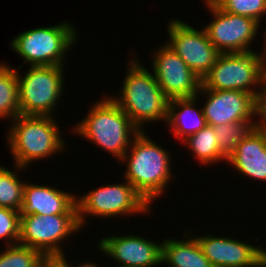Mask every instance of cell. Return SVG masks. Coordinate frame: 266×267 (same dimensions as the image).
Returning a JSON list of instances; mask_svg holds the SVG:
<instances>
[{
  "label": "cell",
  "mask_w": 266,
  "mask_h": 267,
  "mask_svg": "<svg viewBox=\"0 0 266 267\" xmlns=\"http://www.w3.org/2000/svg\"><path fill=\"white\" fill-rule=\"evenodd\" d=\"M144 131L147 132L145 129L134 137L120 162L127 166L124 173L122 172L123 178L151 206L153 201L155 203L157 198L168 191L172 182V155Z\"/></svg>",
  "instance_id": "1"
},
{
  "label": "cell",
  "mask_w": 266,
  "mask_h": 267,
  "mask_svg": "<svg viewBox=\"0 0 266 267\" xmlns=\"http://www.w3.org/2000/svg\"><path fill=\"white\" fill-rule=\"evenodd\" d=\"M132 54L118 95L110 98L143 131L146 123H166L168 101L156 81V77ZM114 96V97H113Z\"/></svg>",
  "instance_id": "2"
},
{
  "label": "cell",
  "mask_w": 266,
  "mask_h": 267,
  "mask_svg": "<svg viewBox=\"0 0 266 267\" xmlns=\"http://www.w3.org/2000/svg\"><path fill=\"white\" fill-rule=\"evenodd\" d=\"M73 134L91 141L120 162L134 137L141 131L108 95L95 101Z\"/></svg>",
  "instance_id": "3"
},
{
  "label": "cell",
  "mask_w": 266,
  "mask_h": 267,
  "mask_svg": "<svg viewBox=\"0 0 266 267\" xmlns=\"http://www.w3.org/2000/svg\"><path fill=\"white\" fill-rule=\"evenodd\" d=\"M54 118L18 115L10 121L6 137L14 164L27 168L35 161L64 153L66 142Z\"/></svg>",
  "instance_id": "4"
},
{
  "label": "cell",
  "mask_w": 266,
  "mask_h": 267,
  "mask_svg": "<svg viewBox=\"0 0 266 267\" xmlns=\"http://www.w3.org/2000/svg\"><path fill=\"white\" fill-rule=\"evenodd\" d=\"M203 89L241 90L257 100L266 87L263 52L219 53L212 69L202 78Z\"/></svg>",
  "instance_id": "5"
},
{
  "label": "cell",
  "mask_w": 266,
  "mask_h": 267,
  "mask_svg": "<svg viewBox=\"0 0 266 267\" xmlns=\"http://www.w3.org/2000/svg\"><path fill=\"white\" fill-rule=\"evenodd\" d=\"M68 22L19 33L10 48L29 66H65V56L79 40L75 26Z\"/></svg>",
  "instance_id": "6"
},
{
  "label": "cell",
  "mask_w": 266,
  "mask_h": 267,
  "mask_svg": "<svg viewBox=\"0 0 266 267\" xmlns=\"http://www.w3.org/2000/svg\"><path fill=\"white\" fill-rule=\"evenodd\" d=\"M21 67L16 68L21 115L54 117L65 94V66H30L25 75Z\"/></svg>",
  "instance_id": "7"
},
{
  "label": "cell",
  "mask_w": 266,
  "mask_h": 267,
  "mask_svg": "<svg viewBox=\"0 0 266 267\" xmlns=\"http://www.w3.org/2000/svg\"><path fill=\"white\" fill-rule=\"evenodd\" d=\"M79 223L82 229L88 218L129 217L150 214L153 208L127 180L124 183L107 184L92 189L80 197L76 195ZM142 213V214H141ZM90 216V217H87ZM116 216V217H115Z\"/></svg>",
  "instance_id": "8"
},
{
  "label": "cell",
  "mask_w": 266,
  "mask_h": 267,
  "mask_svg": "<svg viewBox=\"0 0 266 267\" xmlns=\"http://www.w3.org/2000/svg\"><path fill=\"white\" fill-rule=\"evenodd\" d=\"M81 230L78 214H21L19 244L40 251L48 260L58 259L65 252L63 241Z\"/></svg>",
  "instance_id": "9"
},
{
  "label": "cell",
  "mask_w": 266,
  "mask_h": 267,
  "mask_svg": "<svg viewBox=\"0 0 266 267\" xmlns=\"http://www.w3.org/2000/svg\"><path fill=\"white\" fill-rule=\"evenodd\" d=\"M204 4L213 16L204 29L219 53L255 51L250 45L261 34V24L258 21L223 11L212 0H204Z\"/></svg>",
  "instance_id": "10"
},
{
  "label": "cell",
  "mask_w": 266,
  "mask_h": 267,
  "mask_svg": "<svg viewBox=\"0 0 266 267\" xmlns=\"http://www.w3.org/2000/svg\"><path fill=\"white\" fill-rule=\"evenodd\" d=\"M165 42L202 79L213 67L219 52L204 28L196 29L182 19H170Z\"/></svg>",
  "instance_id": "11"
},
{
  "label": "cell",
  "mask_w": 266,
  "mask_h": 267,
  "mask_svg": "<svg viewBox=\"0 0 266 267\" xmlns=\"http://www.w3.org/2000/svg\"><path fill=\"white\" fill-rule=\"evenodd\" d=\"M153 51L151 72L159 87L170 100L195 97L201 88L202 79L166 44Z\"/></svg>",
  "instance_id": "12"
},
{
  "label": "cell",
  "mask_w": 266,
  "mask_h": 267,
  "mask_svg": "<svg viewBox=\"0 0 266 267\" xmlns=\"http://www.w3.org/2000/svg\"><path fill=\"white\" fill-rule=\"evenodd\" d=\"M202 95L206 100L205 104L200 106L207 125L257 121L258 100L250 93L241 90H209L201 87L196 96L202 97Z\"/></svg>",
  "instance_id": "13"
},
{
  "label": "cell",
  "mask_w": 266,
  "mask_h": 267,
  "mask_svg": "<svg viewBox=\"0 0 266 267\" xmlns=\"http://www.w3.org/2000/svg\"><path fill=\"white\" fill-rule=\"evenodd\" d=\"M196 239L213 267H266V247L226 236L198 235Z\"/></svg>",
  "instance_id": "14"
},
{
  "label": "cell",
  "mask_w": 266,
  "mask_h": 267,
  "mask_svg": "<svg viewBox=\"0 0 266 267\" xmlns=\"http://www.w3.org/2000/svg\"><path fill=\"white\" fill-rule=\"evenodd\" d=\"M162 241L137 234L110 235L98 241L102 254L119 263L118 267H156L162 264Z\"/></svg>",
  "instance_id": "15"
},
{
  "label": "cell",
  "mask_w": 266,
  "mask_h": 267,
  "mask_svg": "<svg viewBox=\"0 0 266 267\" xmlns=\"http://www.w3.org/2000/svg\"><path fill=\"white\" fill-rule=\"evenodd\" d=\"M21 214H78L76 194L50 185L25 182Z\"/></svg>",
  "instance_id": "16"
},
{
  "label": "cell",
  "mask_w": 266,
  "mask_h": 267,
  "mask_svg": "<svg viewBox=\"0 0 266 267\" xmlns=\"http://www.w3.org/2000/svg\"><path fill=\"white\" fill-rule=\"evenodd\" d=\"M227 163L241 176L254 181H266V133L258 126L237 145Z\"/></svg>",
  "instance_id": "17"
},
{
  "label": "cell",
  "mask_w": 266,
  "mask_h": 267,
  "mask_svg": "<svg viewBox=\"0 0 266 267\" xmlns=\"http://www.w3.org/2000/svg\"><path fill=\"white\" fill-rule=\"evenodd\" d=\"M199 98H173L168 101L167 121L174 138L182 142L188 136L195 134L207 125L202 106H198ZM198 100V101H197ZM197 102V103H196Z\"/></svg>",
  "instance_id": "18"
},
{
  "label": "cell",
  "mask_w": 266,
  "mask_h": 267,
  "mask_svg": "<svg viewBox=\"0 0 266 267\" xmlns=\"http://www.w3.org/2000/svg\"><path fill=\"white\" fill-rule=\"evenodd\" d=\"M188 231L184 233V239L163 238L162 265L165 263L168 267H213L193 232Z\"/></svg>",
  "instance_id": "19"
},
{
  "label": "cell",
  "mask_w": 266,
  "mask_h": 267,
  "mask_svg": "<svg viewBox=\"0 0 266 267\" xmlns=\"http://www.w3.org/2000/svg\"><path fill=\"white\" fill-rule=\"evenodd\" d=\"M181 143L190 149L189 153L194 154V158L201 165L211 166L227 161V157L220 151L213 126L206 125Z\"/></svg>",
  "instance_id": "20"
},
{
  "label": "cell",
  "mask_w": 266,
  "mask_h": 267,
  "mask_svg": "<svg viewBox=\"0 0 266 267\" xmlns=\"http://www.w3.org/2000/svg\"><path fill=\"white\" fill-rule=\"evenodd\" d=\"M0 62V118L9 121L21 115L16 68Z\"/></svg>",
  "instance_id": "21"
},
{
  "label": "cell",
  "mask_w": 266,
  "mask_h": 267,
  "mask_svg": "<svg viewBox=\"0 0 266 267\" xmlns=\"http://www.w3.org/2000/svg\"><path fill=\"white\" fill-rule=\"evenodd\" d=\"M13 165V171L0 165V207L21 211L25 182L20 179L18 172L22 173L28 168Z\"/></svg>",
  "instance_id": "22"
},
{
  "label": "cell",
  "mask_w": 266,
  "mask_h": 267,
  "mask_svg": "<svg viewBox=\"0 0 266 267\" xmlns=\"http://www.w3.org/2000/svg\"><path fill=\"white\" fill-rule=\"evenodd\" d=\"M257 126V121H242L213 126L220 151L228 158L237 145Z\"/></svg>",
  "instance_id": "23"
},
{
  "label": "cell",
  "mask_w": 266,
  "mask_h": 267,
  "mask_svg": "<svg viewBox=\"0 0 266 267\" xmlns=\"http://www.w3.org/2000/svg\"><path fill=\"white\" fill-rule=\"evenodd\" d=\"M47 261L40 251L19 243L0 251V267H43Z\"/></svg>",
  "instance_id": "24"
},
{
  "label": "cell",
  "mask_w": 266,
  "mask_h": 267,
  "mask_svg": "<svg viewBox=\"0 0 266 267\" xmlns=\"http://www.w3.org/2000/svg\"><path fill=\"white\" fill-rule=\"evenodd\" d=\"M221 10L255 19L266 17V0H212Z\"/></svg>",
  "instance_id": "25"
},
{
  "label": "cell",
  "mask_w": 266,
  "mask_h": 267,
  "mask_svg": "<svg viewBox=\"0 0 266 267\" xmlns=\"http://www.w3.org/2000/svg\"><path fill=\"white\" fill-rule=\"evenodd\" d=\"M20 217V211L0 207V240H4L3 245L10 246L19 243Z\"/></svg>",
  "instance_id": "26"
},
{
  "label": "cell",
  "mask_w": 266,
  "mask_h": 267,
  "mask_svg": "<svg viewBox=\"0 0 266 267\" xmlns=\"http://www.w3.org/2000/svg\"><path fill=\"white\" fill-rule=\"evenodd\" d=\"M257 126L266 133V87L258 99Z\"/></svg>",
  "instance_id": "27"
},
{
  "label": "cell",
  "mask_w": 266,
  "mask_h": 267,
  "mask_svg": "<svg viewBox=\"0 0 266 267\" xmlns=\"http://www.w3.org/2000/svg\"><path fill=\"white\" fill-rule=\"evenodd\" d=\"M66 254L64 253L62 256H60L57 260L64 266V267H99V266H97L98 264L97 263H95V262H93V261H91V262H89V261H84V262H82L81 261V263L80 264H78V266H76V265H73L72 266V264L70 265V263L67 261V259H66Z\"/></svg>",
  "instance_id": "28"
},
{
  "label": "cell",
  "mask_w": 266,
  "mask_h": 267,
  "mask_svg": "<svg viewBox=\"0 0 266 267\" xmlns=\"http://www.w3.org/2000/svg\"><path fill=\"white\" fill-rule=\"evenodd\" d=\"M43 267H64L57 259L48 260Z\"/></svg>",
  "instance_id": "29"
},
{
  "label": "cell",
  "mask_w": 266,
  "mask_h": 267,
  "mask_svg": "<svg viewBox=\"0 0 266 267\" xmlns=\"http://www.w3.org/2000/svg\"><path fill=\"white\" fill-rule=\"evenodd\" d=\"M260 32H263V34H262V36L261 37H264L263 39V41L262 42H264L261 46L264 48V49H262L263 51V53L265 54V56H266V30L264 29L263 31H260ZM264 45V46H263Z\"/></svg>",
  "instance_id": "30"
}]
</instances>
